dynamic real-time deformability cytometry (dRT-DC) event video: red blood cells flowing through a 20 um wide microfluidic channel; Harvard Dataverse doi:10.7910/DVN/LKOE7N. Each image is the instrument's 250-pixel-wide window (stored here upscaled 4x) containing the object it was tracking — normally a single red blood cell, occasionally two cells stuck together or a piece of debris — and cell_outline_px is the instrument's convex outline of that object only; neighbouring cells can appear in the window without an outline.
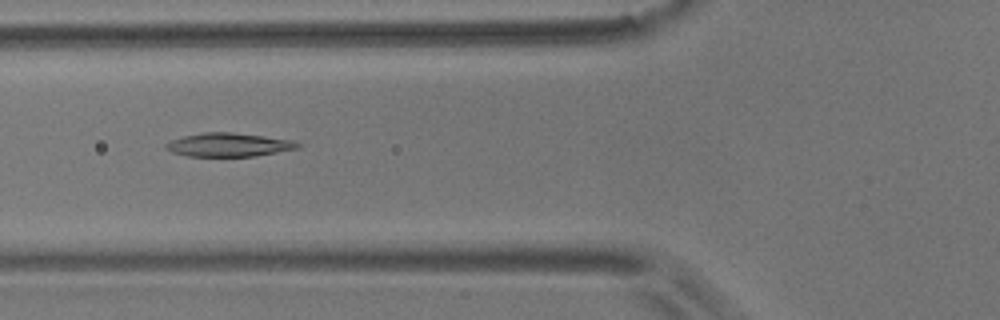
{"species": "common noctule bat (a hibernating species)", "species_latin": "Nyctalus noctula", "temperature_condition": "room temperature", "stored_images_in_passage": 56, "camera_frame_rate_fps": 3000, "um_per_image_px": 0.085, "animal": {"sex": "male", "body_mass_g": 17.9}, "frame": {"image": 1, "passage_image": 21, "time_ms": 6.667, "image_size_px": [1000, 320], "cell_outline_px": [[300, 148], [256, 156], [188, 156], [172, 152], [164, 148], [164, 144], [172, 140], [184, 136], [204, 132], [232, 132], [264, 136], [292, 140], [300, 144]], "centroid_in_image_um": [19.44, 12.31], "position_along_channel_um": 106.4, "area_um2": 18.09}}
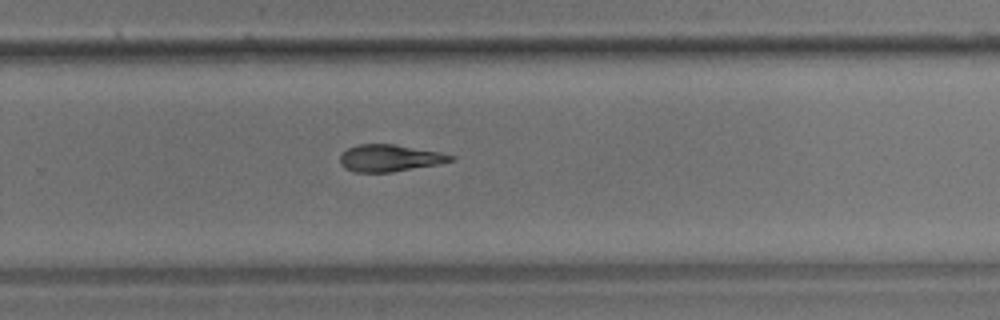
{"frame": {"image": 2, "passage_image": 37, "time_ms": 12.0, "image_size_px": [1000, 320], "cell_outline_px": [[456, 160], [436, 164], [392, 172], [356, 172], [344, 168], [340, 164], [340, 156], [348, 148], [356, 144], [392, 144], [440, 152], [456, 156]], "centroid_in_image_um": [33.12, 13.43], "position_along_channel_um": 296.7, "area_um2": 17.28}}
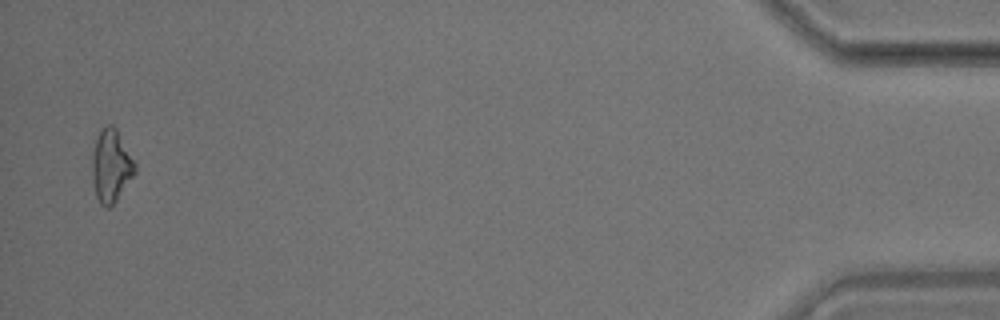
{"frame": {"image": 3, "passage_image": 55, "time_ms": 18.0, "image_size_px": [1000, 320], "cell_outline_px": [[136, 172], [116, 200], [108, 208], [104, 208], [100, 204], [96, 196], [92, 180], [92, 156], [96, 140], [100, 128], [108, 124], [112, 124], [116, 128], [136, 164]], "centroid_in_image_um": [9.43, 14.09], "position_along_channel_um": 425.8, "area_um2": 18.09}, "authors_computed_cell_mechanics": {"area_um2": 18.1203, "velocity_mm_per_s": 3.5701, "shape_relaxation_time_tau1_ms": 10.5281, "shape_relaxation_time_tau2_ms": 8.7544, "deformation_change_tau1": 0.196, "deformation_change_tau2": 0.1928}}